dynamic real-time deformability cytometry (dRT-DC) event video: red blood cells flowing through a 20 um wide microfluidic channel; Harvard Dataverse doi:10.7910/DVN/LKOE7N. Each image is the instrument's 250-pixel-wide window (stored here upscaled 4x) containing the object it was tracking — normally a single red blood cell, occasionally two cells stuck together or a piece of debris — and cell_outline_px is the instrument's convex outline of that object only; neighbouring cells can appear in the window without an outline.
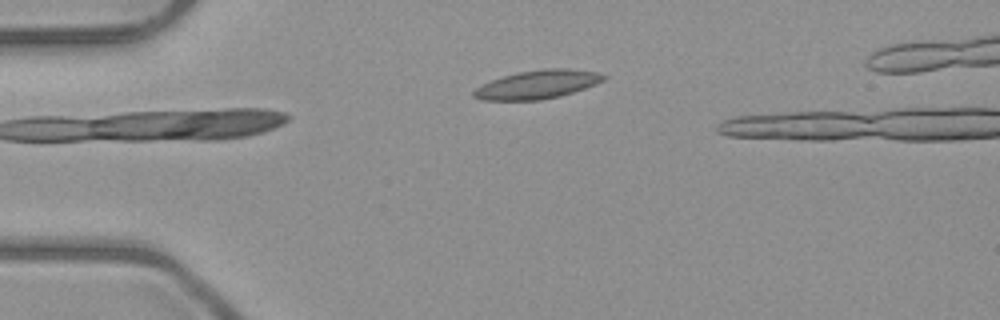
{"species": "common noctule bat (a hibernating species)", "species_latin": "Nyctalus noctula", "temperature_condition": "room temperature", "stored_images_in_passage": 3, "camera_frame_rate_fps": 3000, "um_per_image_px": 0.085, "animal": {"sex": "male", "body_mass_g": 23.1, "forearm_length_mm": 52.7}, "frame": {"image": 1, "passage_image": 1, "time_ms": 0.0, "image_size_px": [1000, 320], "cell_outline_px": [[608, 76], [604, 80], [596, 84], [560, 96], [540, 100], [480, 100], [472, 96], [472, 92], [476, 88], [492, 80], [516, 72], [544, 68], [568, 68], [600, 72]], "centroid_in_image_um": [45.71, 7.17], "position_along_channel_um": 39.3, "area_um2": 21.68}}